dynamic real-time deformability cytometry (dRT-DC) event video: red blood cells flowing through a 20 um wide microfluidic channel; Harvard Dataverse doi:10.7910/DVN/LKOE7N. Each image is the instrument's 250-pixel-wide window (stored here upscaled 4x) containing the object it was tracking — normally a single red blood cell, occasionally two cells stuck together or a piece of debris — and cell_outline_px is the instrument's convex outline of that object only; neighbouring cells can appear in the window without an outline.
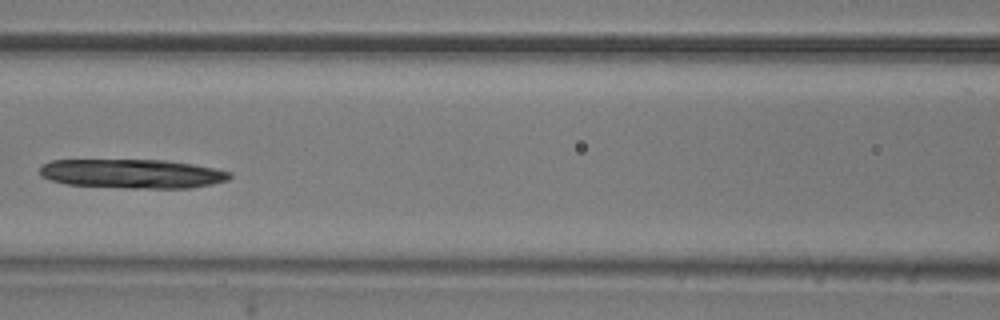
{"species": "common noctule bat (a hibernating species)", "species_latin": "Nyctalus noctula", "temperature_condition": "room temperature", "stored_images_in_passage": 9, "camera_frame_rate_fps": 3000, "um_per_image_px": 0.085, "animal": {"sex": "male", "body_mass_g": 20.5, "forearm_length_mm": 52.5}, "frame": {"image": 1, "passage_image": 6, "time_ms": 1.667, "image_size_px": [1000, 320], "cell_outline_px": [[232, 176], [228, 180], [212, 184], [192, 188], [128, 188], [68, 184], [52, 180], [40, 176], [40, 164], [52, 160], [164, 160], [192, 164], [216, 168], [232, 172]], "centroid_in_image_um": [11.27, 14.76], "position_along_channel_um": 155.3, "area_um2": 32.37}}
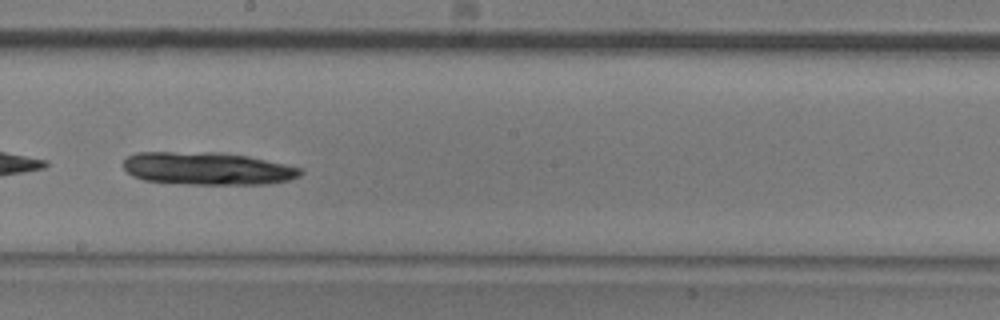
{"frame": {"image": 2, "passage_image": 8, "time_ms": 2.333, "image_size_px": [1000, 320], "cell_outline_px": [[304, 172], [300, 176], [288, 180], [264, 184], [184, 184], [144, 180], [132, 176], [120, 164], [128, 156], [136, 152], [220, 152], [248, 156], [284, 164], [300, 168]], "centroid_in_image_um": [17.59, 14.32], "position_along_channel_um": 230.6, "area_um2": 33.87}}
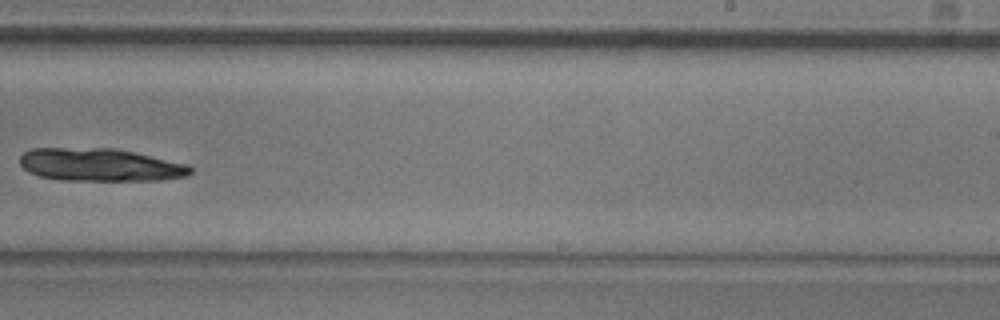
{"frame": {"image": 3, "passage_image": 9, "time_ms": 2.667, "image_size_px": [1000, 320], "cell_outline_px": [[192, 172], [188, 176], [160, 180], [60, 180], [40, 176], [28, 172], [20, 164], [20, 156], [24, 152], [32, 148], [112, 148], [136, 152], [188, 164], [192, 168]], "centroid_in_image_um": [8.52, 14.01], "position_along_channel_um": 280.5, "area_um2": 32.77}}